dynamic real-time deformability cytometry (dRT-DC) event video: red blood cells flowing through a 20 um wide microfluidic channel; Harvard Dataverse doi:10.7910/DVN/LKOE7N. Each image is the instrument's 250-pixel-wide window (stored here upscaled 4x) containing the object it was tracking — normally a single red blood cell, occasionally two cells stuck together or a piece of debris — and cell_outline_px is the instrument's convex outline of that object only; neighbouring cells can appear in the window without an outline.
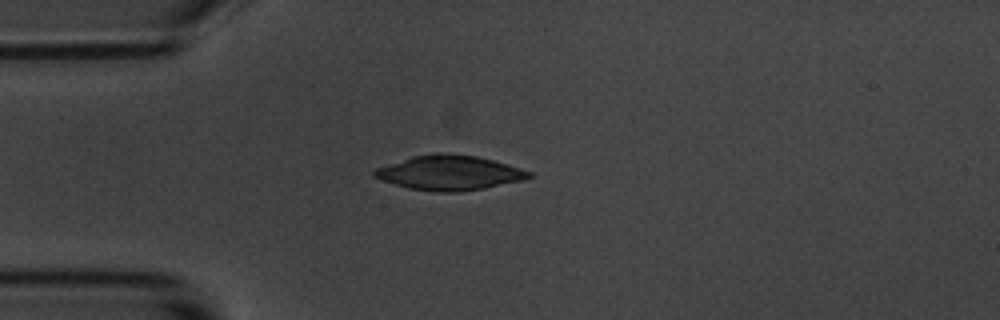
{"species": "common noctule bat (a hibernating species)", "species_latin": "Nyctalus noctula", "temperature_condition": "room temperature", "stored_images_in_passage": 42, "camera_frame_rate_fps": 3000, "um_per_image_px": 0.085, "animal": {"sex": "male", "body_mass_g": 20.1, "forearm_length_mm": 53.5}, "frame": {"image": 1, "passage_image": 1, "time_ms": 0.0, "image_size_px": [1000, 320], "cell_outline_px": [[532, 176], [524, 180], [484, 188], [456, 192], [436, 192], [408, 188], [372, 176], [372, 172], [376, 168], [412, 156], [432, 152], [444, 152], [476, 156], [492, 160], [520, 168], [532, 172]], "centroid_in_image_um": [38.19, 14.68], "position_along_channel_um": 46.8, "area_um2": 31.15}}
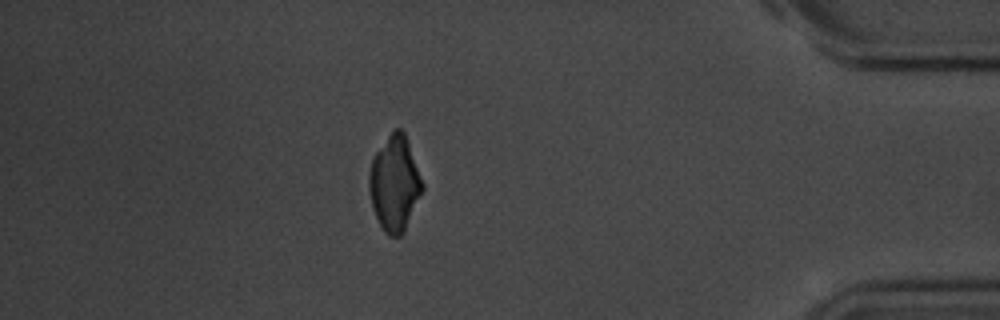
{"frame": {"image": 2, "passage_image": 35, "time_ms": 11.333, "image_size_px": [1000, 320], "cell_outline_px": [[424, 188], [404, 232], [400, 236], [388, 236], [384, 232], [372, 208], [368, 188], [368, 172], [372, 156], [388, 136], [396, 128], [400, 128], [404, 132], [424, 184]], "centroid_in_image_um": [33.52, 15.61], "position_along_channel_um": 401.7, "area_um2": 29.59}}